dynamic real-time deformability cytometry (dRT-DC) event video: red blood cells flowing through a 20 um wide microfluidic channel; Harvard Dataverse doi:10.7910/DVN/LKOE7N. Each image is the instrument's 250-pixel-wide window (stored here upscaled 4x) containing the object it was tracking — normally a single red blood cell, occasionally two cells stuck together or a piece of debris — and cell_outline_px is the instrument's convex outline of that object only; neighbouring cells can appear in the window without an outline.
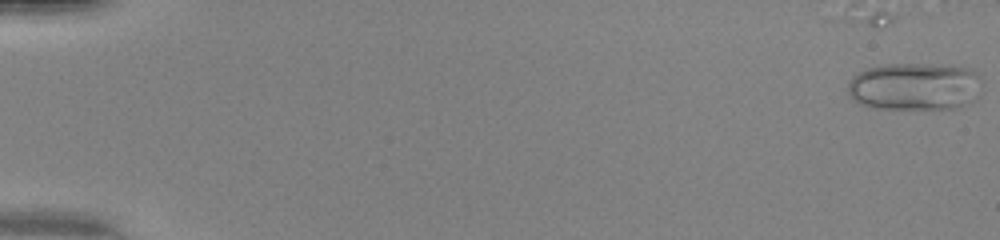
{"species": "human", "species_latin": "Homo sapiens", "temperature_condition": "warm", "stored_images_in_passage": 14, "camera_frame_rate_fps": 3000, "um_per_image_px": 0.085, "donor": {"sex": "female"}, "frame": {"image": 1, "passage_image": 1, "time_ms": 0.0, "image_size_px": [1000, 240], "cell_outline_px": [[980, 96], [976, 100], [960, 108], [876, 108], [860, 104], [848, 92], [848, 84], [852, 76], [868, 68], [888, 64], [940, 64], [972, 68], [976, 76]], "centroid_in_image_um": [77.77, 7.35], "position_along_channel_um": 7.2, "area_um2": 37.11}}